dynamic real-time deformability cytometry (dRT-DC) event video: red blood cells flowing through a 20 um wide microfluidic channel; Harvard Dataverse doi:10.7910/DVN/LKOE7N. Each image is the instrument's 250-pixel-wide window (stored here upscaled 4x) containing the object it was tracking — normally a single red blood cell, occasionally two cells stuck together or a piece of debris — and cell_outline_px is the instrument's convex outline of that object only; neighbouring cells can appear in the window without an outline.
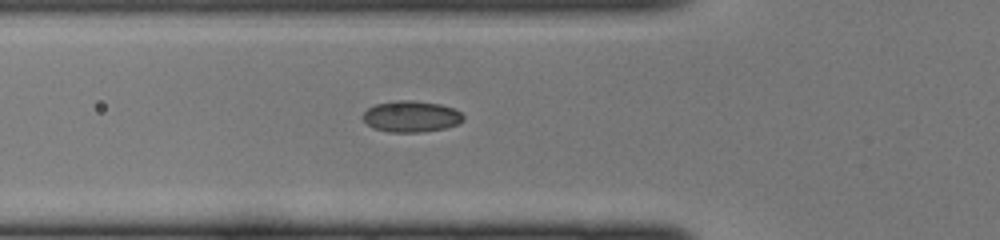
{"species": "common noctule bat (a hibernating species)", "species_latin": "Nyctalus noctula", "temperature_condition": "cold", "stored_images_in_passage": 30, "camera_frame_rate_fps": 3000, "um_per_image_px": 0.085, "animal": {"sex": "female", "body_mass_g": 22.0, "forearm_length_mm": 56.7}, "frame": {"image": 1, "passage_image": 2, "time_ms": 0.333, "image_size_px": [1000, 240], "cell_outline_px": [[464, 120], [460, 124], [448, 128], [424, 132], [388, 132], [372, 128], [360, 116], [368, 108], [376, 104], [396, 100], [412, 100], [440, 104], [456, 108], [464, 116]], "centroid_in_image_um": [34.98, 9.9], "position_along_channel_um": 90.8, "area_um2": 18.67}}
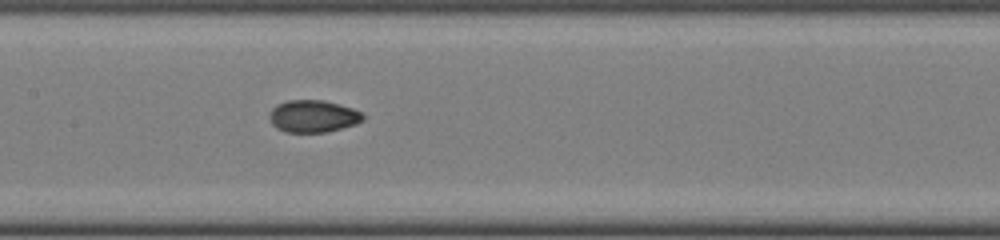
{"frame": {"image": 2, "passage_image": 8, "time_ms": 2.333, "image_size_px": [1000, 240], "cell_outline_px": [[364, 120], [356, 124], [328, 132], [284, 132], [276, 128], [272, 124], [268, 116], [272, 108], [276, 104], [288, 100], [324, 100], [340, 104], [352, 108], [360, 112], [364, 116]], "centroid_in_image_um": [26.59, 9.88], "position_along_channel_um": 180.8, "area_um2": 17.74}}
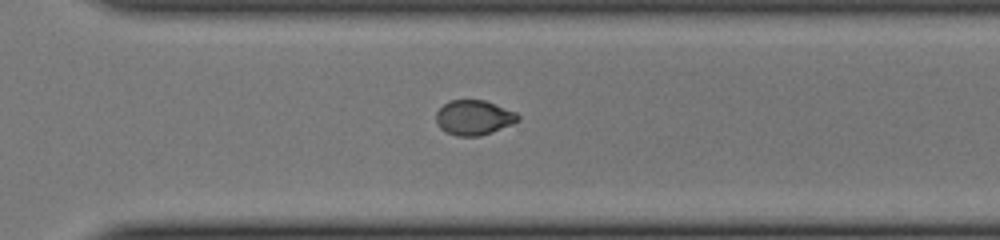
{"frame": {"image": 3, "passage_image": 18, "time_ms": 5.667, "image_size_px": [1000, 240], "cell_outline_px": [[520, 120], [512, 124], [492, 132], [480, 136], [456, 136], [440, 128], [436, 124], [436, 112], [448, 100], [484, 100], [516, 112], [520, 116]], "centroid_in_image_um": [40.27, 9.99], "position_along_channel_um": 330.3, "area_um2": 16.65}}